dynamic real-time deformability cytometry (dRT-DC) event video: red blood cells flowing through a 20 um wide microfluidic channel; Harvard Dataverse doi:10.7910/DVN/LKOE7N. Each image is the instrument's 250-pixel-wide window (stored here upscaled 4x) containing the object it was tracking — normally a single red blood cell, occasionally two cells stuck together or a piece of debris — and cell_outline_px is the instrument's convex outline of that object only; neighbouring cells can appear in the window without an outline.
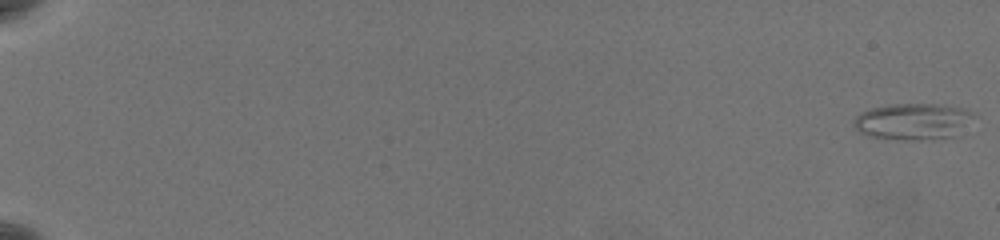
{"species": "common noctule bat (a hibernating species)", "species_latin": "Nyctalus noctula", "temperature_condition": "warm", "stored_images_in_passage": 61, "camera_frame_rate_fps": 3000, "um_per_image_px": 0.085, "animal": {"sex": "female", "body_mass_g": 19.5, "forearm_length_mm": 54.1}, "frame": {"image": 1, "passage_image": 1, "time_ms": 0.0, "image_size_px": [1000, 240], "cell_outline_px": [[968, 112], [956, 136], [932, 140], [912, 140], [872, 136], [860, 132], [856, 128], [856, 116], [860, 112], [872, 108], [892, 104], [936, 104], [960, 108]], "centroid_in_image_um": [77.48, 10.33], "position_along_channel_um": 7.5, "area_um2": 24.22}}
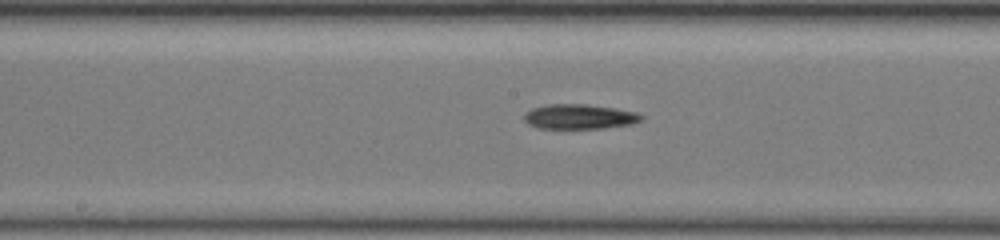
{"frame": {"image": 2, "passage_image": 36, "time_ms": 11.667, "image_size_px": [1000, 240], "cell_outline_px": [[644, 116], [640, 120], [632, 124], [600, 128], [540, 128], [528, 124], [524, 120], [524, 116], [532, 108], [548, 104], [584, 104], [616, 108], [636, 112]], "centroid_in_image_um": [49.26, 9.91], "position_along_channel_um": 198.9, "area_um2": 16.76}}
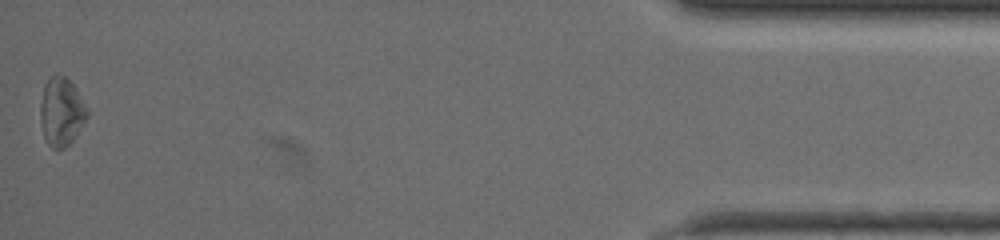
{"frame": {"image": 3, "passage_image": 61, "time_ms": 20.0, "image_size_px": [1000, 240], "cell_outline_px": [[88, 116], [76, 136], [64, 148], [52, 148], [44, 140], [40, 120], [40, 104], [44, 84], [52, 76], [64, 76], [72, 84], [84, 104], [88, 112]], "centroid_in_image_um": [5.19, 9.54], "position_along_channel_um": 430.0, "area_um2": 18.32}, "authors_computed_cell_mechanics": {"area_um2": 17.2244, "velocity_mm_per_s": 3.6667, "shape_relaxation_time_tau1_ms": null, "shape_relaxation_time_tau2_ms": 7.8297, "deformation_change_tau1": null, "deformation_change_tau2": 0.2662}}